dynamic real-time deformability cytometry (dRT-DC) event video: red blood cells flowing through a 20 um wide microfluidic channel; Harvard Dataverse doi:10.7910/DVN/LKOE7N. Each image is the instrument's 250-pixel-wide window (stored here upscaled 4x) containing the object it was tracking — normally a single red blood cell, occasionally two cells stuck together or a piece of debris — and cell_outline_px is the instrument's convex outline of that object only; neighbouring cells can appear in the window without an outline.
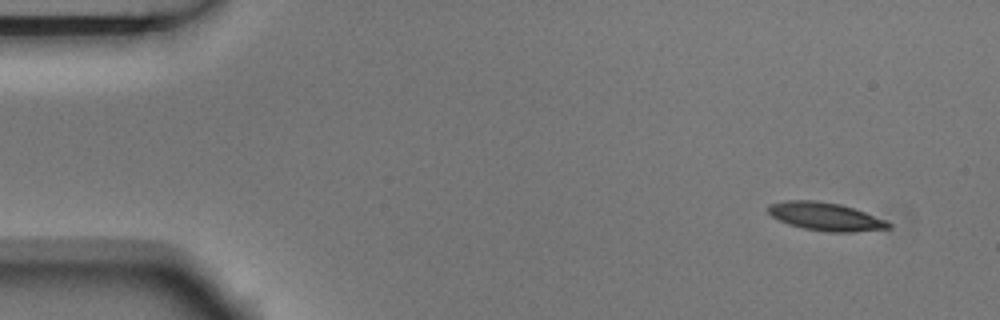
{"species": "Egyptian fruit bat (a non-hibernating species)", "species_latin": "Rousettus aegyptiacus", "temperature_condition": "room temperature", "stored_images_in_passage": 4, "camera_frame_rate_fps": 3000, "um_per_image_px": 0.085, "animal": {"sex": "male"}, "frame": {"image": 1, "passage_image": 1, "time_ms": 0.0, "image_size_px": [1000, 320], "cell_outline_px": [[892, 228], [856, 232], [828, 232], [804, 228], [788, 224], [772, 216], [768, 212], [768, 204], [784, 200], [816, 200], [840, 204], [888, 220], [892, 224]], "centroid_in_image_um": [70.19, 18.41], "position_along_channel_um": 14.8, "area_um2": 19.83}}
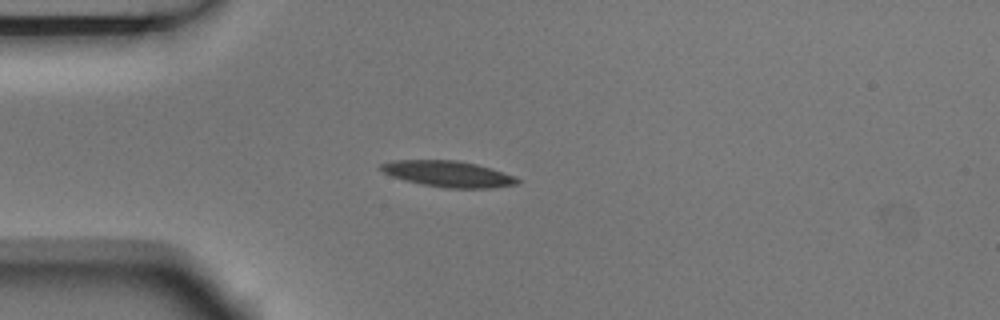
{"frame": {"image": 2, "passage_image": 4, "time_ms": 1.0, "image_size_px": [1000, 320], "cell_outline_px": [[520, 180], [516, 184], [492, 188], [444, 188], [404, 180], [392, 176], [384, 172], [380, 168], [380, 164], [392, 160], [456, 160], [476, 164], [516, 176]], "centroid_in_image_um": [38.1, 14.78], "position_along_channel_um": 46.9, "area_um2": 20.58}}